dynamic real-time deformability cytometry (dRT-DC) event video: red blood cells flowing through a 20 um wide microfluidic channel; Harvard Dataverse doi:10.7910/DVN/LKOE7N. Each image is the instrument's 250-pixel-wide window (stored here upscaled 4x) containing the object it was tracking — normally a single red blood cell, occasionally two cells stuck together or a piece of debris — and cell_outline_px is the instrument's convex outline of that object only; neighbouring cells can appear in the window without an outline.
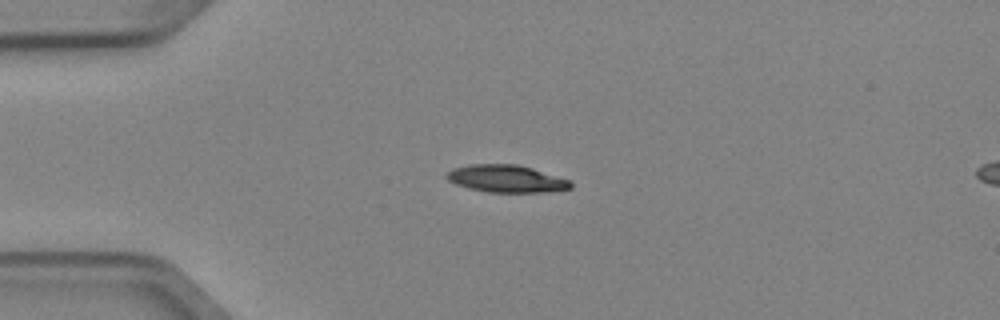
{"species": "Egyptian fruit bat (a non-hibernating species)", "species_latin": "Rousettus aegyptiacus", "temperature_condition": "cold", "stored_images_in_passage": 4, "camera_frame_rate_fps": 3000, "um_per_image_px": 0.085, "animal": {"sex": "female"}, "frame": {"image": 1, "passage_image": 3, "time_ms": 0.667, "image_size_px": [1000, 320], "cell_outline_px": [[572, 188], [548, 192], [488, 192], [468, 188], [456, 184], [448, 180], [444, 176], [452, 168], [468, 164], [516, 164], [532, 168], [568, 180], [572, 184]], "centroid_in_image_um": [42.99, 15.19], "position_along_channel_um": 42.0, "area_um2": 19.71}}